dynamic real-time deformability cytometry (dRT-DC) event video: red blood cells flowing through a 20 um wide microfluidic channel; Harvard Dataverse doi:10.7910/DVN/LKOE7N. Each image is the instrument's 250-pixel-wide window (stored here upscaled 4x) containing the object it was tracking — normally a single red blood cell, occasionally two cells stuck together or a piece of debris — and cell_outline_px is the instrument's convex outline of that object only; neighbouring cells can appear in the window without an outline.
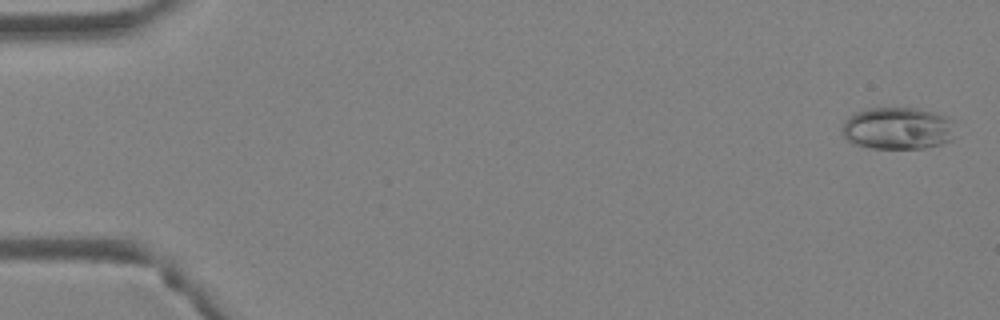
{"species": "Egyptian fruit bat (a non-hibernating species)", "species_latin": "Rousettus aegyptiacus", "temperature_condition": "warm", "stored_images_in_passage": 4, "camera_frame_rate_fps": 3000, "um_per_image_px": 0.085, "animal": {"sex": "female"}, "frame": {"image": 1, "passage_image": 1, "time_ms": 0.0, "image_size_px": [1000, 320], "cell_outline_px": [[952, 140], [940, 144], [924, 148], [872, 148], [852, 144], [844, 140], [844, 120], [848, 116], [856, 112], [868, 108], [916, 108], [936, 112], [948, 116], [952, 120]], "centroid_in_image_um": [76.29, 10.9], "position_along_channel_um": 8.7, "area_um2": 27.92}}